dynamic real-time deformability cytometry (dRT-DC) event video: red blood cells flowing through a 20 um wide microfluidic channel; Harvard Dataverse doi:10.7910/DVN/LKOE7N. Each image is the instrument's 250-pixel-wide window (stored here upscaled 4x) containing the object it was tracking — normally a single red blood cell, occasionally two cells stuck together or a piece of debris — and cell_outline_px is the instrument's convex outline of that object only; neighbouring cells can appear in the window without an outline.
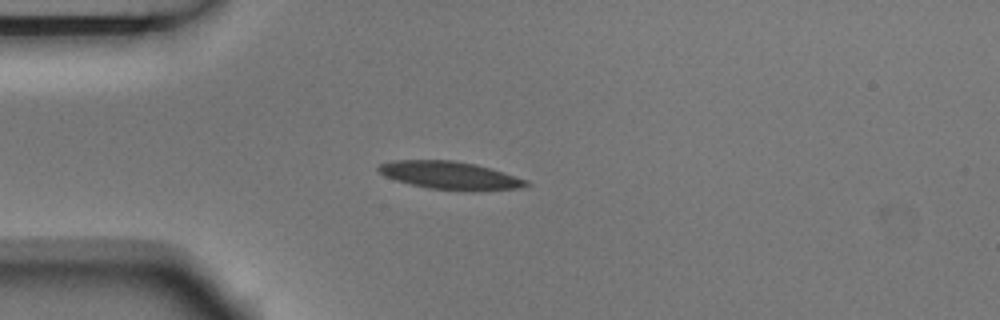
{"species": "Egyptian fruit bat (a non-hibernating species)", "species_latin": "Rousettus aegyptiacus", "temperature_condition": "room temperature", "stored_images_in_passage": 5, "camera_frame_rate_fps": 3000, "um_per_image_px": 0.085, "animal": {"sex": "male"}, "frame": {"image": 1, "passage_image": 2, "time_ms": 0.333, "image_size_px": [1000, 320], "cell_outline_px": [[532, 184], [520, 188], [472, 192], [468, 192], [428, 188], [396, 180], [384, 176], [376, 168], [380, 164], [392, 160], [452, 160], [476, 164], [528, 180]], "centroid_in_image_um": [38.28, 14.92], "position_along_channel_um": 46.7, "area_um2": 24.22}}
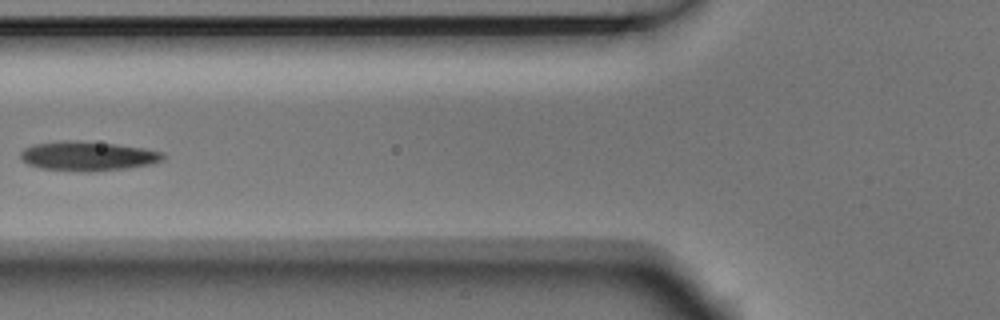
{"frame": {"image": 2, "passage_image": 4, "time_ms": 1.0, "image_size_px": [1000, 320], "cell_outline_px": [[168, 156], [164, 160], [152, 164], [128, 168], [96, 172], [80, 172], [40, 168], [28, 164], [20, 156], [20, 152], [24, 148], [32, 144], [60, 140], [80, 140], [116, 144], [144, 148], [164, 152]], "centroid_in_image_um": [7.5, 13.26], "position_along_channel_um": 118.3, "area_um2": 25.03}}
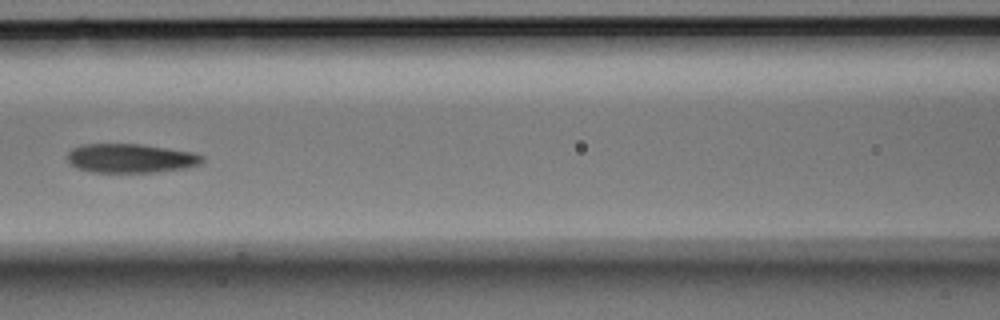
{"frame": {"image": 3, "passage_image": 5, "time_ms": 1.333, "image_size_px": [1000, 320], "cell_outline_px": [[204, 160], [200, 164], [184, 168], [152, 172], [92, 172], [76, 168], [68, 160], [68, 152], [72, 148], [84, 144], [140, 144], [196, 152], [204, 156]], "centroid_in_image_um": [11.13, 13.45], "position_along_channel_um": 155.5, "area_um2": 22.83}}